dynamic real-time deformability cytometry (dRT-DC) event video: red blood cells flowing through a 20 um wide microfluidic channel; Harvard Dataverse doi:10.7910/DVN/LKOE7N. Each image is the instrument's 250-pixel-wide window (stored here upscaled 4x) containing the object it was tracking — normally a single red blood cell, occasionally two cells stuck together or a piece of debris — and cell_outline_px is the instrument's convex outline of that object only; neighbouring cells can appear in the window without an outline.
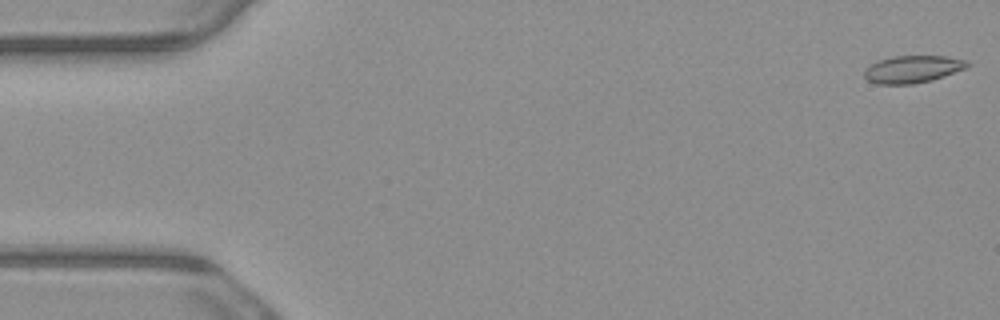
{"species": "common noctule bat (a hibernating species)", "species_latin": "Nyctalus noctula", "temperature_condition": "warm", "stored_images_in_passage": 5, "camera_frame_rate_fps": 3000, "um_per_image_px": 0.085, "animal": {"sex": "male", "body_mass_g": 23.1, "forearm_length_mm": 52.7}, "frame": {"image": 1, "passage_image": 1, "time_ms": 0.0, "image_size_px": [1000, 320], "cell_outline_px": [[972, 64], [968, 68], [932, 80], [912, 84], [876, 84], [868, 80], [864, 76], [864, 72], [876, 60], [892, 56], [948, 56], [968, 60]], "centroid_in_image_um": [77.63, 5.87], "position_along_channel_um": 7.4, "area_um2": 16.59}}
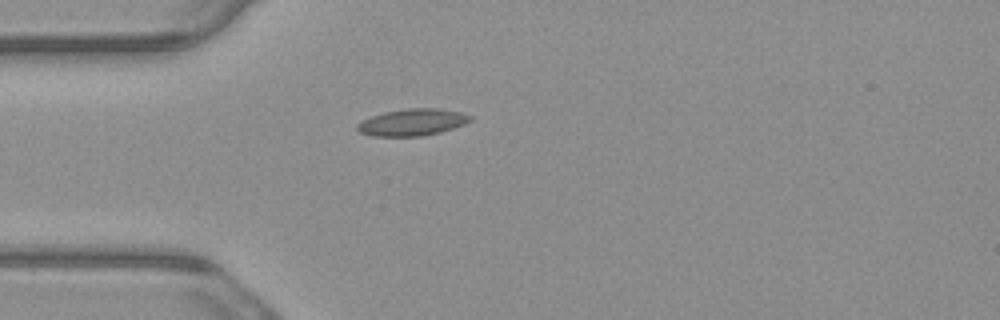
{"frame": {"image": 2, "passage_image": 4, "time_ms": 1.0, "image_size_px": [1000, 320], "cell_outline_px": [[472, 120], [464, 124], [440, 132], [420, 136], [372, 136], [360, 132], [356, 128], [356, 124], [372, 116], [384, 112], [408, 108], [440, 108], [460, 112], [472, 116]], "centroid_in_image_um": [35.05, 10.39], "position_along_channel_um": 49.9, "area_um2": 17.57}}